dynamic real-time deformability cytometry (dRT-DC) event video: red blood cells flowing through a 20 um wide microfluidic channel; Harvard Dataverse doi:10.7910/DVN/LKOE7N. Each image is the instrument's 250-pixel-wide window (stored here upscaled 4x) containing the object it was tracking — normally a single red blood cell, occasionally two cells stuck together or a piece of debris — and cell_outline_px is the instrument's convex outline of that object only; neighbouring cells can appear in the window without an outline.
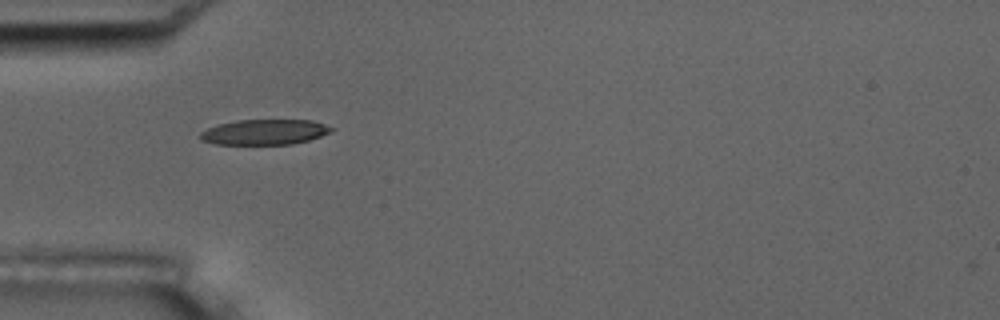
{"species": "common noctule bat (a hibernating species)", "species_latin": "Nyctalus noctula", "temperature_condition": "room temperature", "stored_images_in_passage": 33, "camera_frame_rate_fps": 3000, "um_per_image_px": 0.085, "animal": {"sex": "male", "body_mass_g": 17.5, "forearm_length_mm": 52.3}, "frame": {"image": 1, "passage_image": 1, "time_ms": 0.0, "image_size_px": [1000, 320], "cell_outline_px": [[336, 128], [332, 132], [308, 140], [292, 144], [216, 144], [200, 140], [200, 132], [208, 128], [220, 124], [236, 120], [312, 120]], "centroid_in_image_um": [22.51, 11.22], "position_along_channel_um": 62.5, "area_um2": 19.31}}
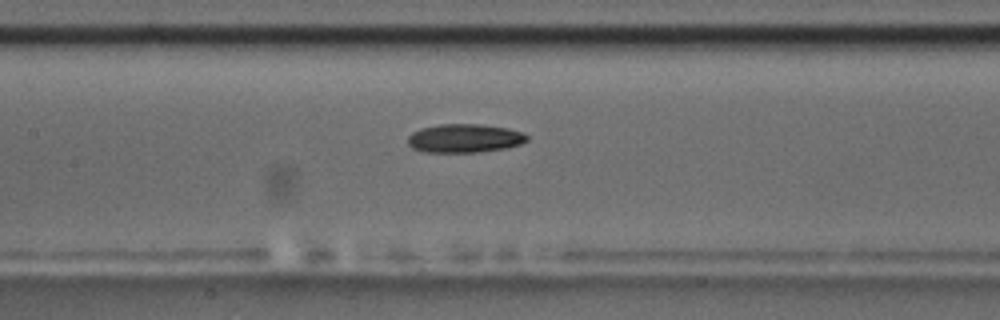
{"frame": {"image": 2, "passage_image": 10, "time_ms": 3.0, "image_size_px": [1000, 320], "cell_outline_px": [[528, 140], [520, 144], [504, 148], [480, 152], [424, 152], [412, 148], [408, 144], [408, 136], [412, 132], [420, 128], [440, 124], [480, 124], [508, 128], [524, 132], [528, 136]], "centroid_in_image_um": [39.48, 11.75], "position_along_channel_um": 167.9, "area_um2": 20.0}, "authors_computed_cell_mechanics": {"area_um2": 19.652, "velocity_mm_per_s": 3.5713, "shape_relaxation_time_tau1_ms": 9.3832, "shape_relaxation_time_tau2_ms": null, "deformation_change_tau1": 0.1677, "deformation_change_tau2": null}}